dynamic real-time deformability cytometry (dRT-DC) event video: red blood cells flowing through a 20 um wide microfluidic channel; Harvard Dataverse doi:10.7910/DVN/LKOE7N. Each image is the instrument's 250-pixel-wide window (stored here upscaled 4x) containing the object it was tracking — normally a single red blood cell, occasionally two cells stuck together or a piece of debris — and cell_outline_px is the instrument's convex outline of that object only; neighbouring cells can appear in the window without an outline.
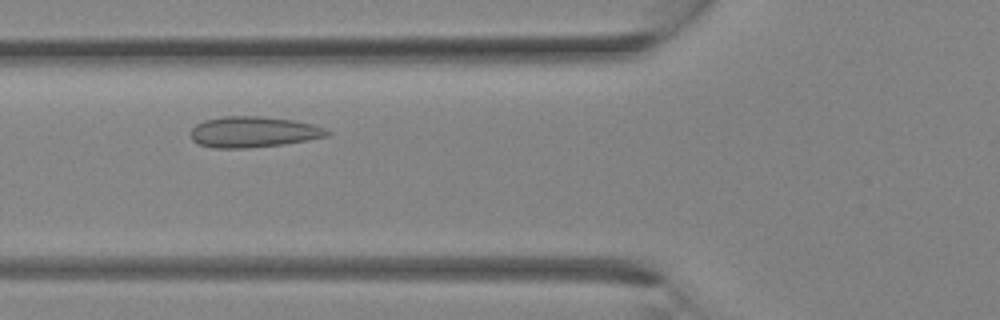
{"species": "Egyptian fruit bat (a non-hibernating species)", "species_latin": "Rousettus aegyptiacus", "temperature_condition": "room temperature", "stored_images_in_passage": 29, "camera_frame_rate_fps": 3000, "um_per_image_px": 0.085, "animal": {"sex": "female"}, "frame": {"image": 1, "passage_image": 8, "time_ms": 2.333, "image_size_px": [1000, 320], "cell_outline_px": [[332, 132], [328, 136], [308, 140], [284, 144], [248, 148], [212, 148], [200, 144], [192, 140], [188, 132], [196, 124], [204, 120], [224, 116], [260, 116], [292, 120], [312, 124], [324, 128]], "centroid_in_image_um": [21.51, 11.22], "position_along_channel_um": 104.3, "area_um2": 24.68}}
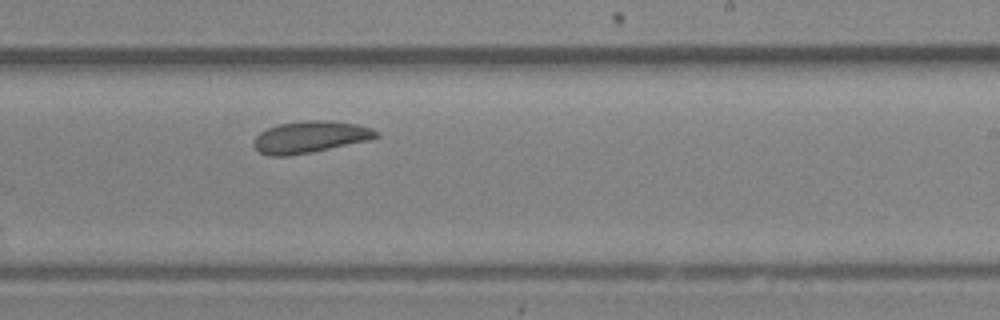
{"frame": {"image": 2, "passage_image": 16, "time_ms": 5.0, "image_size_px": [1000, 320], "cell_outline_px": [[380, 136], [368, 140], [312, 152], [288, 156], [272, 156], [260, 152], [252, 144], [256, 136], [260, 132], [268, 128], [280, 124], [304, 120], [328, 120], [356, 124], [372, 128], [380, 132]], "centroid_in_image_um": [26.37, 11.64], "position_along_channel_um": 262.6, "area_um2": 22.6}}
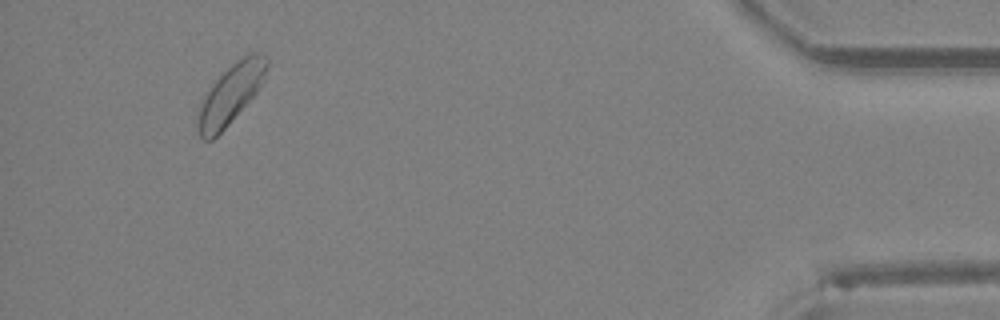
{"frame": {"image": 3, "passage_image": 27, "time_ms": 8.667, "image_size_px": [1000, 320], "cell_outline_px": [[268, 64], [264, 80], [256, 92], [228, 124], [212, 140], [204, 140], [200, 136], [196, 128], [196, 120], [204, 92], [236, 60], [252, 52], [264, 52], [268, 60]], "centroid_in_image_um": [19.59, 7.98], "position_along_channel_um": 415.6, "area_um2": 23.76}}